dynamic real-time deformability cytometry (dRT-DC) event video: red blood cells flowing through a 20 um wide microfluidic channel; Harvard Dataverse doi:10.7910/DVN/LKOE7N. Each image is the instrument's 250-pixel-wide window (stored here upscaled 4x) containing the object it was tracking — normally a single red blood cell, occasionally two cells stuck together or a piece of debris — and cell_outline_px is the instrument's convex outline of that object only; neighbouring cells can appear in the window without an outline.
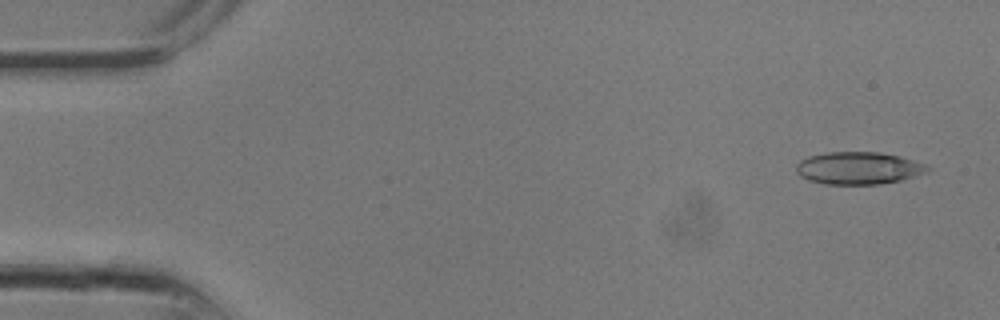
{"species": "common noctule bat (a hibernating species)", "species_latin": "Nyctalus noctula", "temperature_condition": "room temperature", "stored_images_in_passage": 15, "camera_frame_rate_fps": 3000, "um_per_image_px": 0.085, "animal": {"sex": "male", "body_mass_g": 13.3}, "frame": {"image": 1, "passage_image": 2, "time_ms": 0.333, "image_size_px": [1000, 320], "cell_outline_px": [[932, 168], [924, 172], [900, 180], [880, 184], [824, 184], [808, 180], [800, 176], [796, 172], [796, 164], [800, 160], [808, 156], [828, 152], [880, 152], [900, 156], [928, 164]], "centroid_in_image_um": [72.95, 14.28], "position_along_channel_um": 12.1, "area_um2": 24.85}}
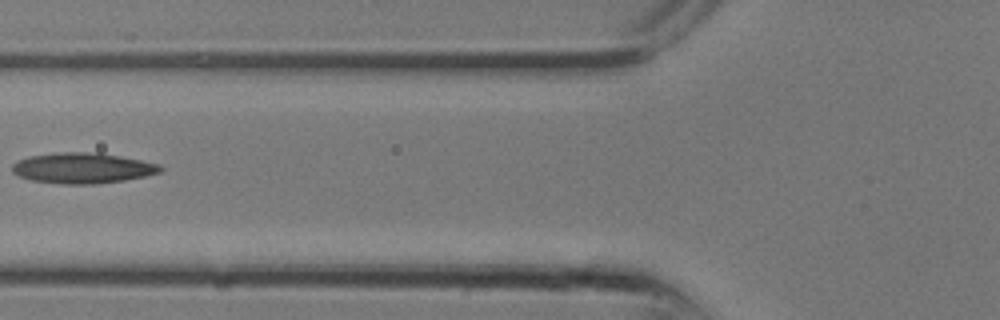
{"frame": {"image": 2, "passage_image": 11, "time_ms": 3.333, "image_size_px": [1000, 320], "cell_outline_px": [[164, 168], [160, 172], [144, 176], [124, 180], [92, 184], [64, 184], [32, 180], [20, 176], [12, 172], [12, 164], [28, 156], [64, 152], [96, 152], [120, 156], [160, 164]], "centroid_in_image_um": [7.03, 14.28], "position_along_channel_um": 118.8, "area_um2": 26.18}}
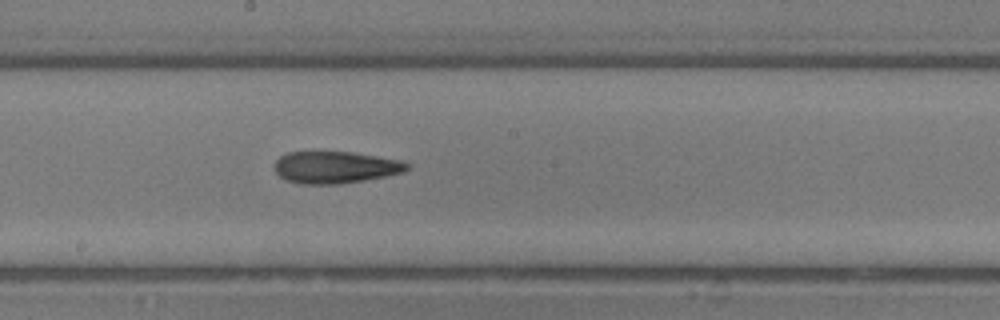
{"frame": {"image": 3, "passage_image": 15, "time_ms": 4.667, "image_size_px": [1000, 320], "cell_outline_px": [[412, 168], [404, 172], [364, 180], [340, 184], [300, 184], [284, 180], [276, 172], [276, 160], [280, 156], [288, 152], [352, 152], [400, 160], [412, 164]], "centroid_in_image_um": [28.54, 14.22], "position_along_channel_um": 219.7, "area_um2": 24.74}}